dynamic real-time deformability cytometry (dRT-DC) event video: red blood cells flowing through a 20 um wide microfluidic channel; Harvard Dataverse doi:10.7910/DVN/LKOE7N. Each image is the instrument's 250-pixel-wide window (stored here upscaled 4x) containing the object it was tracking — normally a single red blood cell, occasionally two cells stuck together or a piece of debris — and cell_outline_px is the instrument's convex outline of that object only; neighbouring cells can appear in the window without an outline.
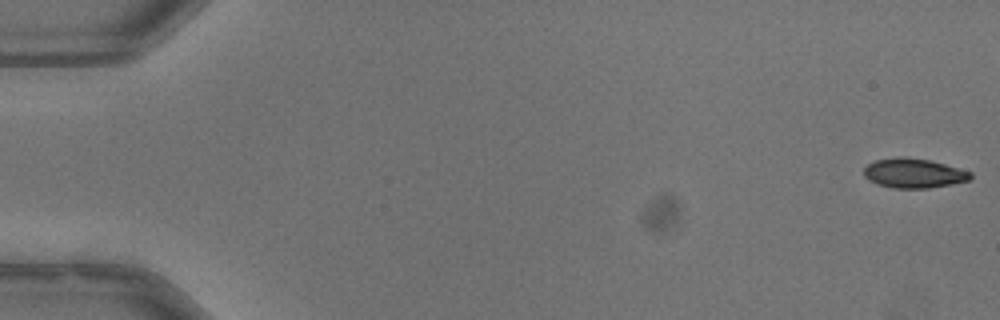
{"species": "common noctule bat (a hibernating species)", "species_latin": "Nyctalus noctula", "temperature_condition": "warm", "stored_images_in_passage": 53, "camera_frame_rate_fps": 3000, "um_per_image_px": 0.085, "animal": {"sex": "male", "body_mass_g": 13.3}, "frame": {"image": 1, "passage_image": 1, "time_ms": 0.0, "image_size_px": [1000, 320], "cell_outline_px": [[972, 176], [968, 180], [952, 184], [928, 188], [892, 188], [876, 184], [868, 180], [864, 176], [864, 168], [868, 164], [876, 160], [900, 156], [904, 156], [928, 160], [944, 164], [972, 172]], "centroid_in_image_um": [77.63, 14.72], "position_along_channel_um": 7.4, "area_um2": 18.32}}
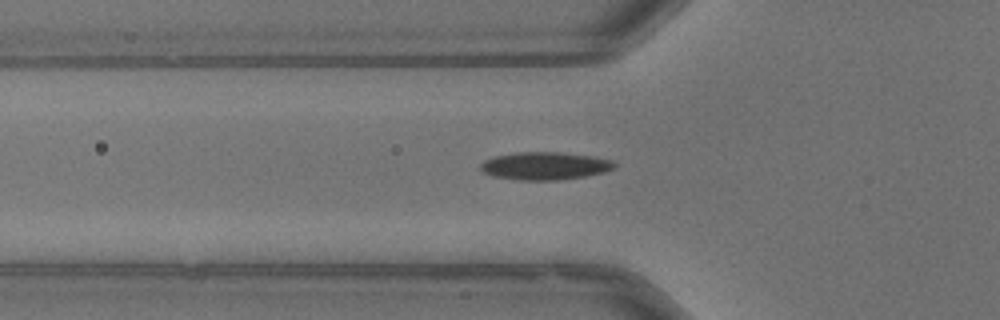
{"frame": {"image": 2, "passage_image": 19, "time_ms": 6.0, "image_size_px": [1000, 320], "cell_outline_px": [[616, 168], [604, 172], [584, 176], [556, 180], [520, 180], [492, 176], [484, 172], [480, 168], [480, 164], [484, 160], [492, 156], [516, 152], [560, 152], [592, 156], [612, 160], [616, 164]], "centroid_in_image_um": [46.3, 14.09], "position_along_channel_um": 79.5, "area_um2": 21.73}}
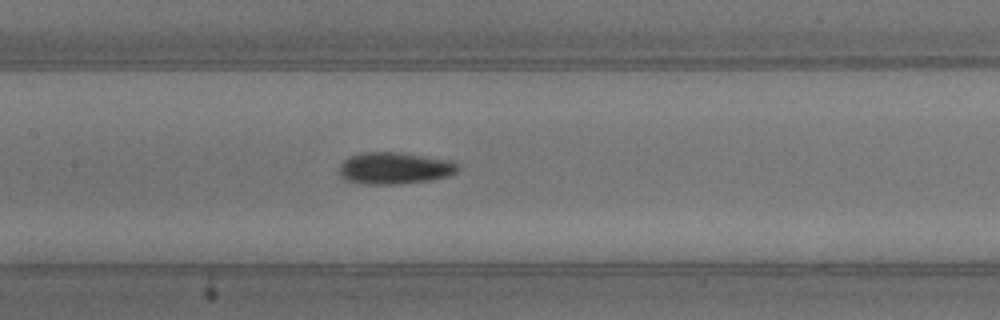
{"frame": {"image": 3, "passage_image": 26, "time_ms": 8.333, "image_size_px": [1000, 320], "cell_outline_px": [[460, 168], [456, 172], [448, 176], [428, 180], [400, 184], [360, 184], [344, 180], [340, 176], [340, 164], [348, 156], [360, 152], [400, 152], [452, 160]], "centroid_in_image_um": [33.5, 14.29], "position_along_channel_um": 173.9, "area_um2": 22.25}, "authors_computed_cell_mechanics": {"area_um2": 19.9988, "velocity_mm_per_s": 3.9974, "shape_relaxation_time_tau1_ms": 5.0699, "shape_relaxation_time_tau2_ms": 9.3219, "deformation_change_tau1": 0.1613, "deformation_change_tau2": 0.1381}}